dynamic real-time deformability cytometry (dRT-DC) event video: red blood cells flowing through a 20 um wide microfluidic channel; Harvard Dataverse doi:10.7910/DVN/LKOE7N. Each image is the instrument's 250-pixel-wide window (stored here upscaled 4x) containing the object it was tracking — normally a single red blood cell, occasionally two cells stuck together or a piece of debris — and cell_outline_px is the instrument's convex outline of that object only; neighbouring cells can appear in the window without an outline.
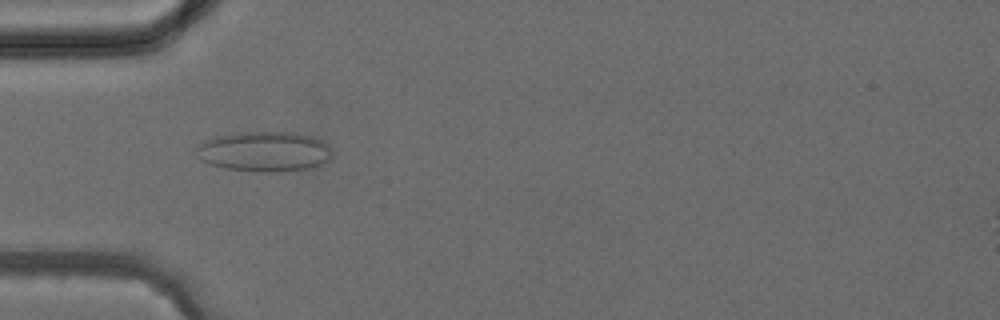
{"species": "common noctule bat (a hibernating species)", "species_latin": "Nyctalus noctula", "temperature_condition": "cold", "stored_images_in_passage": 5, "camera_frame_rate_fps": 3000, "um_per_image_px": 0.085, "animal": {"sex": "female", "body_mass_g": 24.6, "forearm_length_mm": 56.2}, "frame": {"image": 1, "passage_image": 4, "time_ms": 3.667, "image_size_px": [1000, 320], "cell_outline_px": [[328, 160], [316, 168], [280, 172], [268, 172], [224, 168], [208, 164], [200, 160], [192, 152], [200, 144], [216, 136], [236, 132], [296, 132], [312, 136], [324, 140], [328, 144]], "centroid_in_image_um": [22.44, 12.88], "position_along_channel_um": 62.6, "area_um2": 32.08}}